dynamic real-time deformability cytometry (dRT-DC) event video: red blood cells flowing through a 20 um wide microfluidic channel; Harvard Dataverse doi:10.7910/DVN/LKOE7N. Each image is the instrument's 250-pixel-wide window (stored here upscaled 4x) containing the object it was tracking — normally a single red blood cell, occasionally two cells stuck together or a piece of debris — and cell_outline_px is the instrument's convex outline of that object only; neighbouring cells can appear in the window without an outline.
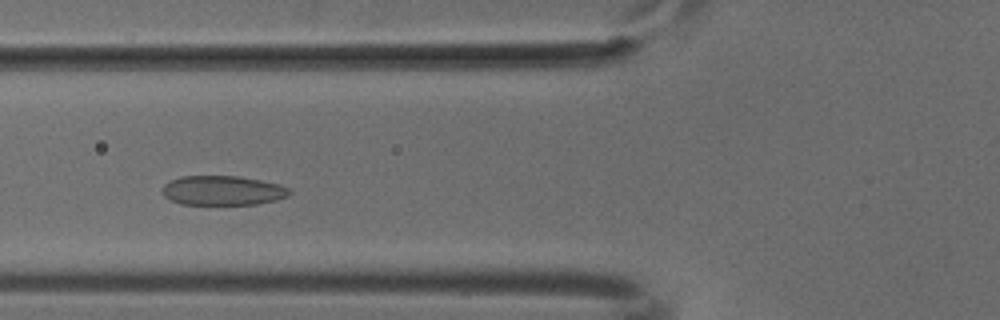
{"species": "common noctule bat (a hibernating species)", "species_latin": "Nyctalus noctula", "temperature_condition": "cold", "stored_images_in_passage": 42, "camera_frame_rate_fps": 3000, "um_per_image_px": 0.085, "animal": {"sex": "male", "body_mass_g": 18.8}, "frame": {"image": 1, "passage_image": 10, "time_ms": 3.0, "image_size_px": [1000, 320], "cell_outline_px": [[292, 192], [288, 196], [276, 200], [256, 204], [180, 204], [164, 196], [160, 188], [168, 180], [180, 176], [240, 176], [280, 184], [288, 188]], "centroid_in_image_um": [18.9, 16.18], "position_along_channel_um": 106.9, "area_um2": 22.02}}
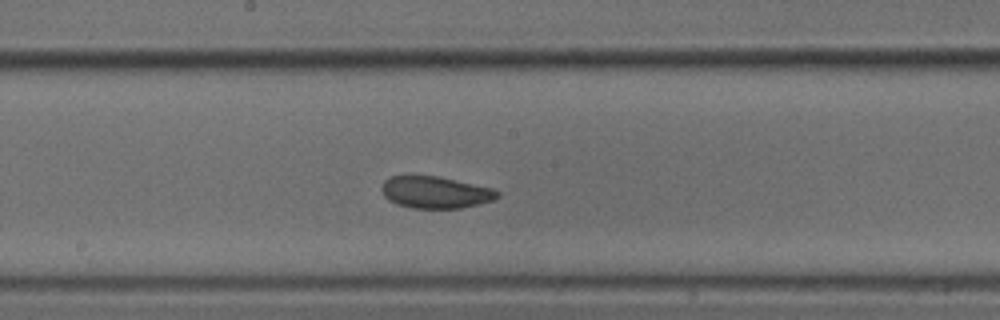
{"frame": {"image": 2, "passage_image": 18, "time_ms": 5.667, "image_size_px": [1000, 320], "cell_outline_px": [[500, 196], [492, 200], [480, 204], [460, 208], [412, 208], [396, 204], [388, 200], [384, 196], [380, 188], [384, 180], [392, 176], [440, 176], [492, 188], [500, 192]], "centroid_in_image_um": [37.0, 16.35], "position_along_channel_um": 211.2, "area_um2": 21.62}}
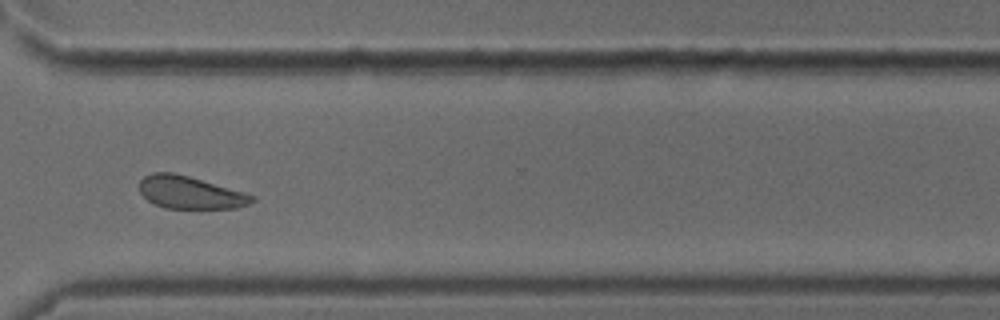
{"frame": {"image": 3, "passage_image": 29, "time_ms": 9.333, "image_size_px": [1000, 320], "cell_outline_px": [[256, 200], [248, 204], [236, 208], [164, 208], [148, 200], [140, 192], [140, 180], [144, 176], [152, 172], [172, 172], [188, 176], [244, 192], [256, 196]], "centroid_in_image_um": [16.16, 16.36], "position_along_channel_um": 354.4, "area_um2": 21.21}}